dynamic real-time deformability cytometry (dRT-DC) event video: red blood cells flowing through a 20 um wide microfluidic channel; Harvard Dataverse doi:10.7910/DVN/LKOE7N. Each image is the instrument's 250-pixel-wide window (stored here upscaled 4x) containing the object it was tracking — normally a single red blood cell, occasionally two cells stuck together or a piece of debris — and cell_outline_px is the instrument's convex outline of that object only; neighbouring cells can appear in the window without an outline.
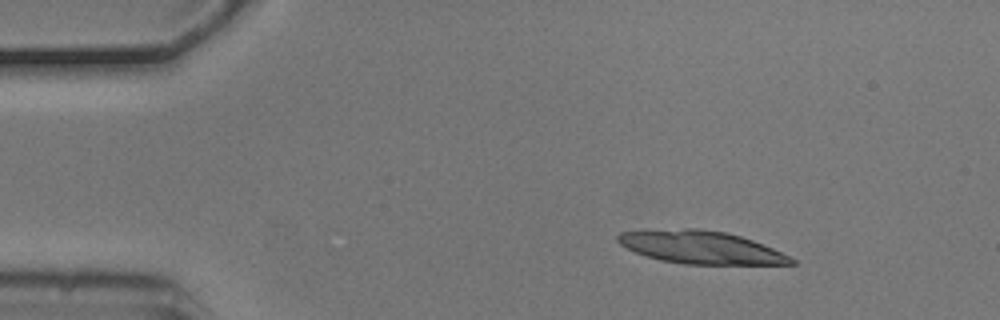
{"species": "common noctule bat (a hibernating species)", "species_latin": "Nyctalus noctula", "temperature_condition": "cold", "stored_images_in_passage": 4, "camera_frame_rate_fps": 3000, "um_per_image_px": 0.085, "animal": {"sex": "male", "body_mass_g": 20.5, "forearm_length_mm": 52.5}, "frame": {"image": 1, "passage_image": 2, "time_ms": 0.333, "image_size_px": [1000, 320], "cell_outline_px": [[796, 264], [684, 264], [660, 260], [644, 256], [620, 244], [616, 240], [616, 236], [620, 232], [684, 228], [700, 228], [724, 232], [740, 236], [752, 240], [772, 248], [796, 260]], "centroid_in_image_um": [59.55, 21.02], "position_along_channel_um": 25.5, "area_um2": 32.89}}